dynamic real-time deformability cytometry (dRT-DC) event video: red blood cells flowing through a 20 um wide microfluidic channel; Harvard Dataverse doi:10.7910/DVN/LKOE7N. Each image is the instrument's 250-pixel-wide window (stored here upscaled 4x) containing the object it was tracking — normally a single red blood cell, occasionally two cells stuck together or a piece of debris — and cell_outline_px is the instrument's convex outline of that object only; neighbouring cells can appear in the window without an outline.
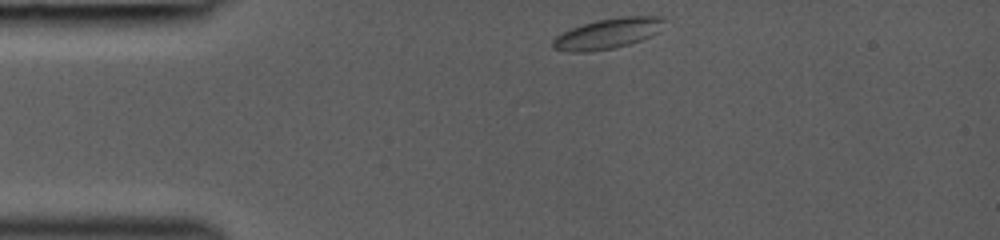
{"species": "common noctule bat (a hibernating species)", "species_latin": "Nyctalus noctula", "temperature_condition": "room temperature", "stored_images_in_passage": 33, "camera_frame_rate_fps": 3000, "um_per_image_px": 0.085, "animal": {"sex": "female", "body_mass_g": 19.0, "forearm_length_mm": 53.3}, "frame": {"image": 1, "passage_image": 1, "time_ms": 0.0, "image_size_px": [1000, 240], "cell_outline_px": [[664, 20], [660, 32], [640, 40], [628, 44], [612, 48], [588, 52], [568, 52], [552, 48], [552, 40], [556, 36], [580, 24], [596, 20], [620, 16], [664, 16]], "centroid_in_image_um": [51.65, 2.84], "position_along_channel_um": 33.3, "area_um2": 19.83}}
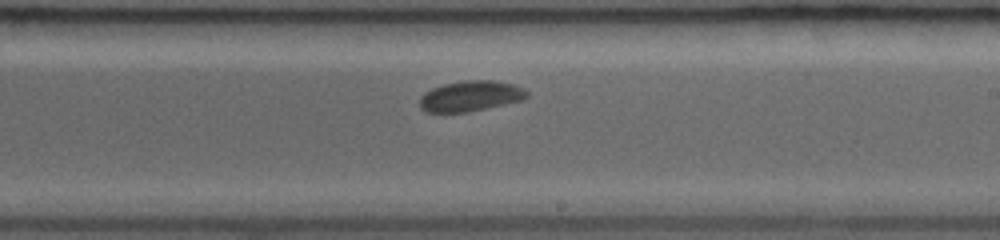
{"frame": {"image": 2, "passage_image": 19, "time_ms": 6.0, "image_size_px": [1000, 240], "cell_outline_px": [[528, 96], [524, 100], [468, 112], [424, 112], [420, 108], [420, 96], [424, 92], [432, 88], [444, 84], [464, 80], [492, 80], [512, 84], [524, 88], [528, 92]], "centroid_in_image_um": [39.99, 8.17], "position_along_channel_um": 249.0, "area_um2": 19.19}}
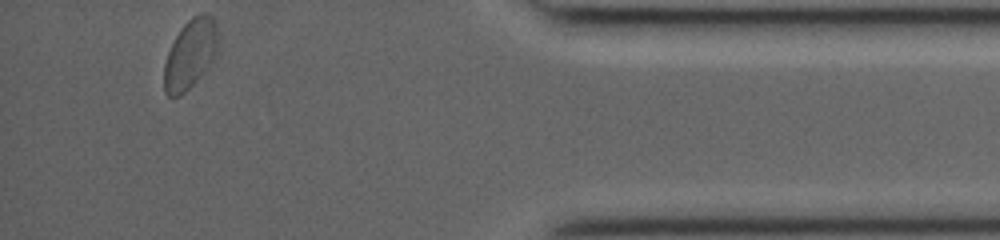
{"frame": {"image": 3, "passage_image": 33, "time_ms": 10.667, "image_size_px": [1000, 240], "cell_outline_px": [[216, 56], [196, 80], [180, 96], [168, 96], [164, 92], [164, 64], [168, 52], [180, 28], [192, 16], [200, 12], [208, 12], [212, 16], [216, 24]], "centroid_in_image_um": [16.15, 4.56], "position_along_channel_um": 419.0, "area_um2": 21.5}}